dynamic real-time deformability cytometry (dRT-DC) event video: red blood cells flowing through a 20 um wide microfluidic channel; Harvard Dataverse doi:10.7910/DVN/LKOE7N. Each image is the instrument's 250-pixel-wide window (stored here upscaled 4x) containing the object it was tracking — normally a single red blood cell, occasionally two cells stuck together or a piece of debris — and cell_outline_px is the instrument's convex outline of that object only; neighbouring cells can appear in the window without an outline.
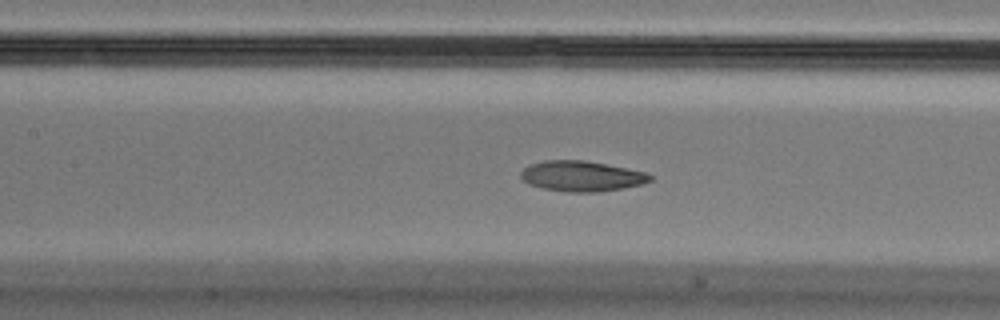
{"species": "Egyptian fruit bat (a non-hibernating species)", "species_latin": "Rousettus aegyptiacus", "temperature_condition": "cold", "stored_images_in_passage": 44, "camera_frame_rate_fps": 3000, "um_per_image_px": 0.085, "animal": {"sex": "male"}, "frame": {"image": 1, "passage_image": 13, "time_ms": 4.0, "image_size_px": [1000, 320], "cell_outline_px": [[652, 180], [640, 184], [624, 188], [596, 192], [568, 192], [544, 188], [528, 184], [520, 176], [520, 172], [524, 168], [532, 164], [544, 160], [584, 160], [644, 172], [652, 176]], "centroid_in_image_um": [49.4, 14.97], "position_along_channel_um": 158.0, "area_um2": 22.6}}
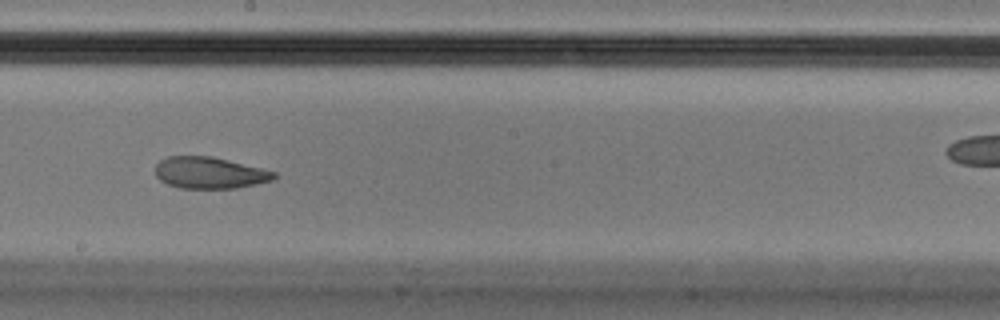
{"frame": {"image": 2, "passage_image": 19, "time_ms": 6.0, "image_size_px": [1000, 320], "cell_outline_px": [[276, 176], [272, 180], [256, 184], [236, 188], [180, 188], [168, 184], [160, 180], [156, 176], [156, 164], [160, 160], [168, 156], [212, 156], [276, 172]], "centroid_in_image_um": [17.79, 14.69], "position_along_channel_um": 230.4, "area_um2": 21.68}, "authors_computed_cell_mechanics": {"area_um2": 23.9292, "velocity_mm_per_s": 3.6308, "shape_relaxation_time_tau1_ms": null, "shape_relaxation_time_tau2_ms": 1.8994, "deformation_change_tau1": null, "deformation_change_tau2": 0.0777}}